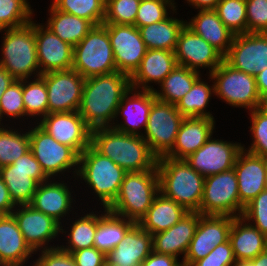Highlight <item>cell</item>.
Returning a JSON list of instances; mask_svg holds the SVG:
<instances>
[{
	"mask_svg": "<svg viewBox=\"0 0 267 266\" xmlns=\"http://www.w3.org/2000/svg\"><path fill=\"white\" fill-rule=\"evenodd\" d=\"M71 179L69 178V182L67 178V182H65L64 178H51L40 183L29 205L35 210L52 217L60 225L63 224L71 213L75 214L76 209H78L79 199L83 196L76 197L81 192L75 193L78 192V185H76L78 183L76 179L73 180V182L75 181L74 183ZM71 183L74 185H70ZM74 187L76 188L75 191ZM76 202H78L77 206L75 205Z\"/></svg>",
	"mask_w": 267,
	"mask_h": 266,
	"instance_id": "obj_11",
	"label": "cell"
},
{
	"mask_svg": "<svg viewBox=\"0 0 267 266\" xmlns=\"http://www.w3.org/2000/svg\"><path fill=\"white\" fill-rule=\"evenodd\" d=\"M160 192L157 167L127 172L116 199L107 207L111 213L138 223Z\"/></svg>",
	"mask_w": 267,
	"mask_h": 266,
	"instance_id": "obj_6",
	"label": "cell"
},
{
	"mask_svg": "<svg viewBox=\"0 0 267 266\" xmlns=\"http://www.w3.org/2000/svg\"><path fill=\"white\" fill-rule=\"evenodd\" d=\"M32 7L29 0H0V30L30 23L35 17Z\"/></svg>",
	"mask_w": 267,
	"mask_h": 266,
	"instance_id": "obj_43",
	"label": "cell"
},
{
	"mask_svg": "<svg viewBox=\"0 0 267 266\" xmlns=\"http://www.w3.org/2000/svg\"><path fill=\"white\" fill-rule=\"evenodd\" d=\"M160 192L189 212H197L203 197L205 177L185 160L162 156L157 159Z\"/></svg>",
	"mask_w": 267,
	"mask_h": 266,
	"instance_id": "obj_4",
	"label": "cell"
},
{
	"mask_svg": "<svg viewBox=\"0 0 267 266\" xmlns=\"http://www.w3.org/2000/svg\"><path fill=\"white\" fill-rule=\"evenodd\" d=\"M43 24L66 43L75 47L95 26L91 21L57 10L51 3Z\"/></svg>",
	"mask_w": 267,
	"mask_h": 266,
	"instance_id": "obj_35",
	"label": "cell"
},
{
	"mask_svg": "<svg viewBox=\"0 0 267 266\" xmlns=\"http://www.w3.org/2000/svg\"><path fill=\"white\" fill-rule=\"evenodd\" d=\"M204 74L187 67L177 65L154 89L157 99L176 105Z\"/></svg>",
	"mask_w": 267,
	"mask_h": 266,
	"instance_id": "obj_37",
	"label": "cell"
},
{
	"mask_svg": "<svg viewBox=\"0 0 267 266\" xmlns=\"http://www.w3.org/2000/svg\"><path fill=\"white\" fill-rule=\"evenodd\" d=\"M235 262L233 249L228 240L217 245L209 254L191 266H234Z\"/></svg>",
	"mask_w": 267,
	"mask_h": 266,
	"instance_id": "obj_51",
	"label": "cell"
},
{
	"mask_svg": "<svg viewBox=\"0 0 267 266\" xmlns=\"http://www.w3.org/2000/svg\"><path fill=\"white\" fill-rule=\"evenodd\" d=\"M50 3L57 10L89 20L95 26L103 24L106 0H51Z\"/></svg>",
	"mask_w": 267,
	"mask_h": 266,
	"instance_id": "obj_42",
	"label": "cell"
},
{
	"mask_svg": "<svg viewBox=\"0 0 267 266\" xmlns=\"http://www.w3.org/2000/svg\"><path fill=\"white\" fill-rule=\"evenodd\" d=\"M17 126L0 124V168L12 164L30 150L29 126Z\"/></svg>",
	"mask_w": 267,
	"mask_h": 266,
	"instance_id": "obj_39",
	"label": "cell"
},
{
	"mask_svg": "<svg viewBox=\"0 0 267 266\" xmlns=\"http://www.w3.org/2000/svg\"><path fill=\"white\" fill-rule=\"evenodd\" d=\"M204 76L202 75L175 105L184 117L215 119L212 112H210L211 110L207 109L211 104L212 97H215L213 79L209 74H204Z\"/></svg>",
	"mask_w": 267,
	"mask_h": 266,
	"instance_id": "obj_36",
	"label": "cell"
},
{
	"mask_svg": "<svg viewBox=\"0 0 267 266\" xmlns=\"http://www.w3.org/2000/svg\"><path fill=\"white\" fill-rule=\"evenodd\" d=\"M176 0H141L134 26L137 28L166 19L176 8Z\"/></svg>",
	"mask_w": 267,
	"mask_h": 266,
	"instance_id": "obj_46",
	"label": "cell"
},
{
	"mask_svg": "<svg viewBox=\"0 0 267 266\" xmlns=\"http://www.w3.org/2000/svg\"><path fill=\"white\" fill-rule=\"evenodd\" d=\"M131 88L130 76L112 72L85 79L79 114L91 129L112 127L122 97Z\"/></svg>",
	"mask_w": 267,
	"mask_h": 266,
	"instance_id": "obj_1",
	"label": "cell"
},
{
	"mask_svg": "<svg viewBox=\"0 0 267 266\" xmlns=\"http://www.w3.org/2000/svg\"><path fill=\"white\" fill-rule=\"evenodd\" d=\"M215 11L224 25L235 35L247 33L245 0H220Z\"/></svg>",
	"mask_w": 267,
	"mask_h": 266,
	"instance_id": "obj_44",
	"label": "cell"
},
{
	"mask_svg": "<svg viewBox=\"0 0 267 266\" xmlns=\"http://www.w3.org/2000/svg\"><path fill=\"white\" fill-rule=\"evenodd\" d=\"M4 120L8 123V125H10V123L11 125H16V123L19 122V126H26V124L29 126L31 123L25 114V106L22 95V80H15L5 90L4 94L0 98V124H7Z\"/></svg>",
	"mask_w": 267,
	"mask_h": 266,
	"instance_id": "obj_41",
	"label": "cell"
},
{
	"mask_svg": "<svg viewBox=\"0 0 267 266\" xmlns=\"http://www.w3.org/2000/svg\"><path fill=\"white\" fill-rule=\"evenodd\" d=\"M256 85L260 97L267 93V67L255 76Z\"/></svg>",
	"mask_w": 267,
	"mask_h": 266,
	"instance_id": "obj_58",
	"label": "cell"
},
{
	"mask_svg": "<svg viewBox=\"0 0 267 266\" xmlns=\"http://www.w3.org/2000/svg\"><path fill=\"white\" fill-rule=\"evenodd\" d=\"M250 119L248 131L250 135V145L243 143V150L256 156L267 158V114L259 108L247 112Z\"/></svg>",
	"mask_w": 267,
	"mask_h": 266,
	"instance_id": "obj_45",
	"label": "cell"
},
{
	"mask_svg": "<svg viewBox=\"0 0 267 266\" xmlns=\"http://www.w3.org/2000/svg\"><path fill=\"white\" fill-rule=\"evenodd\" d=\"M141 0H106L103 24L134 25Z\"/></svg>",
	"mask_w": 267,
	"mask_h": 266,
	"instance_id": "obj_47",
	"label": "cell"
},
{
	"mask_svg": "<svg viewBox=\"0 0 267 266\" xmlns=\"http://www.w3.org/2000/svg\"><path fill=\"white\" fill-rule=\"evenodd\" d=\"M185 6L198 10H215L220 0H184Z\"/></svg>",
	"mask_w": 267,
	"mask_h": 266,
	"instance_id": "obj_55",
	"label": "cell"
},
{
	"mask_svg": "<svg viewBox=\"0 0 267 266\" xmlns=\"http://www.w3.org/2000/svg\"><path fill=\"white\" fill-rule=\"evenodd\" d=\"M180 261L177 257L152 251L139 266H183Z\"/></svg>",
	"mask_w": 267,
	"mask_h": 266,
	"instance_id": "obj_53",
	"label": "cell"
},
{
	"mask_svg": "<svg viewBox=\"0 0 267 266\" xmlns=\"http://www.w3.org/2000/svg\"><path fill=\"white\" fill-rule=\"evenodd\" d=\"M88 204L89 202L87 203L80 202V205L78 206L79 209L75 212V216L74 214H71L72 218L71 217L68 218L66 223L64 222L63 224L60 225V235L62 234L60 236V240L62 239V241H66V242L60 241L59 247L63 249L64 251L72 253L73 251H76V250L94 247V238L96 234L97 223L99 219L108 210L107 208H103V207L100 208V206L93 207V204H92V208H93L92 210V208L88 206ZM82 205H83V208L85 209H82V207L80 209V206ZM87 206L89 207V209ZM96 208H98L99 211ZM79 210L81 212H78Z\"/></svg>",
	"mask_w": 267,
	"mask_h": 266,
	"instance_id": "obj_21",
	"label": "cell"
},
{
	"mask_svg": "<svg viewBox=\"0 0 267 266\" xmlns=\"http://www.w3.org/2000/svg\"><path fill=\"white\" fill-rule=\"evenodd\" d=\"M184 118L174 104L157 98L153 101L142 138L157 158L165 156L173 148Z\"/></svg>",
	"mask_w": 267,
	"mask_h": 266,
	"instance_id": "obj_10",
	"label": "cell"
},
{
	"mask_svg": "<svg viewBox=\"0 0 267 266\" xmlns=\"http://www.w3.org/2000/svg\"><path fill=\"white\" fill-rule=\"evenodd\" d=\"M152 251V235L135 223L106 258L122 266H139Z\"/></svg>",
	"mask_w": 267,
	"mask_h": 266,
	"instance_id": "obj_30",
	"label": "cell"
},
{
	"mask_svg": "<svg viewBox=\"0 0 267 266\" xmlns=\"http://www.w3.org/2000/svg\"><path fill=\"white\" fill-rule=\"evenodd\" d=\"M25 114L32 123L40 122L48 114V98L45 81L41 76L22 80Z\"/></svg>",
	"mask_w": 267,
	"mask_h": 266,
	"instance_id": "obj_40",
	"label": "cell"
},
{
	"mask_svg": "<svg viewBox=\"0 0 267 266\" xmlns=\"http://www.w3.org/2000/svg\"><path fill=\"white\" fill-rule=\"evenodd\" d=\"M259 109L267 114V93L261 97Z\"/></svg>",
	"mask_w": 267,
	"mask_h": 266,
	"instance_id": "obj_59",
	"label": "cell"
},
{
	"mask_svg": "<svg viewBox=\"0 0 267 266\" xmlns=\"http://www.w3.org/2000/svg\"><path fill=\"white\" fill-rule=\"evenodd\" d=\"M155 99L153 91L131 87L122 97L112 127L126 134L143 136Z\"/></svg>",
	"mask_w": 267,
	"mask_h": 266,
	"instance_id": "obj_22",
	"label": "cell"
},
{
	"mask_svg": "<svg viewBox=\"0 0 267 266\" xmlns=\"http://www.w3.org/2000/svg\"><path fill=\"white\" fill-rule=\"evenodd\" d=\"M0 66L15 80L41 75L34 31V19L24 26L0 30Z\"/></svg>",
	"mask_w": 267,
	"mask_h": 266,
	"instance_id": "obj_5",
	"label": "cell"
},
{
	"mask_svg": "<svg viewBox=\"0 0 267 266\" xmlns=\"http://www.w3.org/2000/svg\"><path fill=\"white\" fill-rule=\"evenodd\" d=\"M90 145L126 172L151 170L157 165L158 158L142 136L126 134L113 127L91 130Z\"/></svg>",
	"mask_w": 267,
	"mask_h": 266,
	"instance_id": "obj_2",
	"label": "cell"
},
{
	"mask_svg": "<svg viewBox=\"0 0 267 266\" xmlns=\"http://www.w3.org/2000/svg\"><path fill=\"white\" fill-rule=\"evenodd\" d=\"M201 215L240 216L238 181L234 168L205 177Z\"/></svg>",
	"mask_w": 267,
	"mask_h": 266,
	"instance_id": "obj_12",
	"label": "cell"
},
{
	"mask_svg": "<svg viewBox=\"0 0 267 266\" xmlns=\"http://www.w3.org/2000/svg\"><path fill=\"white\" fill-rule=\"evenodd\" d=\"M35 254L38 258L31 261L30 266H77L73 255L59 246L39 250Z\"/></svg>",
	"mask_w": 267,
	"mask_h": 266,
	"instance_id": "obj_50",
	"label": "cell"
},
{
	"mask_svg": "<svg viewBox=\"0 0 267 266\" xmlns=\"http://www.w3.org/2000/svg\"><path fill=\"white\" fill-rule=\"evenodd\" d=\"M177 65L174 51L147 49L139 67L130 76L131 87L154 91L155 85H159Z\"/></svg>",
	"mask_w": 267,
	"mask_h": 266,
	"instance_id": "obj_27",
	"label": "cell"
},
{
	"mask_svg": "<svg viewBox=\"0 0 267 266\" xmlns=\"http://www.w3.org/2000/svg\"><path fill=\"white\" fill-rule=\"evenodd\" d=\"M229 241L236 261L252 260L267 249V237L242 216L233 219Z\"/></svg>",
	"mask_w": 267,
	"mask_h": 266,
	"instance_id": "obj_32",
	"label": "cell"
},
{
	"mask_svg": "<svg viewBox=\"0 0 267 266\" xmlns=\"http://www.w3.org/2000/svg\"><path fill=\"white\" fill-rule=\"evenodd\" d=\"M200 216L199 212H189L170 229L153 234V251L178 259L182 257V262L194 237Z\"/></svg>",
	"mask_w": 267,
	"mask_h": 266,
	"instance_id": "obj_26",
	"label": "cell"
},
{
	"mask_svg": "<svg viewBox=\"0 0 267 266\" xmlns=\"http://www.w3.org/2000/svg\"><path fill=\"white\" fill-rule=\"evenodd\" d=\"M247 33H267V0H245Z\"/></svg>",
	"mask_w": 267,
	"mask_h": 266,
	"instance_id": "obj_49",
	"label": "cell"
},
{
	"mask_svg": "<svg viewBox=\"0 0 267 266\" xmlns=\"http://www.w3.org/2000/svg\"><path fill=\"white\" fill-rule=\"evenodd\" d=\"M72 69L90 78L117 71L107 28L94 26L73 48Z\"/></svg>",
	"mask_w": 267,
	"mask_h": 266,
	"instance_id": "obj_8",
	"label": "cell"
},
{
	"mask_svg": "<svg viewBox=\"0 0 267 266\" xmlns=\"http://www.w3.org/2000/svg\"><path fill=\"white\" fill-rule=\"evenodd\" d=\"M187 213L189 211L184 207L159 192L151 207L137 224L153 235L170 229Z\"/></svg>",
	"mask_w": 267,
	"mask_h": 266,
	"instance_id": "obj_33",
	"label": "cell"
},
{
	"mask_svg": "<svg viewBox=\"0 0 267 266\" xmlns=\"http://www.w3.org/2000/svg\"><path fill=\"white\" fill-rule=\"evenodd\" d=\"M34 31L41 75L72 69L74 47L55 35L40 21L34 20Z\"/></svg>",
	"mask_w": 267,
	"mask_h": 266,
	"instance_id": "obj_24",
	"label": "cell"
},
{
	"mask_svg": "<svg viewBox=\"0 0 267 266\" xmlns=\"http://www.w3.org/2000/svg\"><path fill=\"white\" fill-rule=\"evenodd\" d=\"M234 170L238 181L240 216H242L245 206L265 190L267 158L242 150L237 156Z\"/></svg>",
	"mask_w": 267,
	"mask_h": 266,
	"instance_id": "obj_25",
	"label": "cell"
},
{
	"mask_svg": "<svg viewBox=\"0 0 267 266\" xmlns=\"http://www.w3.org/2000/svg\"><path fill=\"white\" fill-rule=\"evenodd\" d=\"M212 136L196 152L184 160L204 177L229 171L234 168L243 143ZM214 137V138H213Z\"/></svg>",
	"mask_w": 267,
	"mask_h": 266,
	"instance_id": "obj_15",
	"label": "cell"
},
{
	"mask_svg": "<svg viewBox=\"0 0 267 266\" xmlns=\"http://www.w3.org/2000/svg\"><path fill=\"white\" fill-rule=\"evenodd\" d=\"M16 205L11 200L7 186L0 176V215L12 214Z\"/></svg>",
	"mask_w": 267,
	"mask_h": 266,
	"instance_id": "obj_54",
	"label": "cell"
},
{
	"mask_svg": "<svg viewBox=\"0 0 267 266\" xmlns=\"http://www.w3.org/2000/svg\"><path fill=\"white\" fill-rule=\"evenodd\" d=\"M178 9L176 8L163 21L138 28L147 49L175 51L179 34L186 25L182 17H176L179 14Z\"/></svg>",
	"mask_w": 267,
	"mask_h": 266,
	"instance_id": "obj_34",
	"label": "cell"
},
{
	"mask_svg": "<svg viewBox=\"0 0 267 266\" xmlns=\"http://www.w3.org/2000/svg\"><path fill=\"white\" fill-rule=\"evenodd\" d=\"M103 266H122V265L115 264V263L109 261V260L106 258V260L104 261Z\"/></svg>",
	"mask_w": 267,
	"mask_h": 266,
	"instance_id": "obj_60",
	"label": "cell"
},
{
	"mask_svg": "<svg viewBox=\"0 0 267 266\" xmlns=\"http://www.w3.org/2000/svg\"><path fill=\"white\" fill-rule=\"evenodd\" d=\"M224 61L238 71L258 75L267 67V33L236 34Z\"/></svg>",
	"mask_w": 267,
	"mask_h": 266,
	"instance_id": "obj_18",
	"label": "cell"
},
{
	"mask_svg": "<svg viewBox=\"0 0 267 266\" xmlns=\"http://www.w3.org/2000/svg\"><path fill=\"white\" fill-rule=\"evenodd\" d=\"M233 216L201 215L184 260L183 266H191L204 258L217 245L229 240Z\"/></svg>",
	"mask_w": 267,
	"mask_h": 266,
	"instance_id": "obj_20",
	"label": "cell"
},
{
	"mask_svg": "<svg viewBox=\"0 0 267 266\" xmlns=\"http://www.w3.org/2000/svg\"><path fill=\"white\" fill-rule=\"evenodd\" d=\"M234 266H267V249L252 260L236 261Z\"/></svg>",
	"mask_w": 267,
	"mask_h": 266,
	"instance_id": "obj_56",
	"label": "cell"
},
{
	"mask_svg": "<svg viewBox=\"0 0 267 266\" xmlns=\"http://www.w3.org/2000/svg\"><path fill=\"white\" fill-rule=\"evenodd\" d=\"M215 98L231 108L252 111L259 108L261 97L255 76L238 71L223 61L211 74ZM218 97V98H217Z\"/></svg>",
	"mask_w": 267,
	"mask_h": 266,
	"instance_id": "obj_9",
	"label": "cell"
},
{
	"mask_svg": "<svg viewBox=\"0 0 267 266\" xmlns=\"http://www.w3.org/2000/svg\"><path fill=\"white\" fill-rule=\"evenodd\" d=\"M195 12L191 19H185L186 26L225 56L235 34L224 25L215 10Z\"/></svg>",
	"mask_w": 267,
	"mask_h": 266,
	"instance_id": "obj_31",
	"label": "cell"
},
{
	"mask_svg": "<svg viewBox=\"0 0 267 266\" xmlns=\"http://www.w3.org/2000/svg\"><path fill=\"white\" fill-rule=\"evenodd\" d=\"M216 120L206 117H185L177 133L173 148L165 155L184 160L196 152L215 134Z\"/></svg>",
	"mask_w": 267,
	"mask_h": 266,
	"instance_id": "obj_28",
	"label": "cell"
},
{
	"mask_svg": "<svg viewBox=\"0 0 267 266\" xmlns=\"http://www.w3.org/2000/svg\"><path fill=\"white\" fill-rule=\"evenodd\" d=\"M174 53L178 65L201 74L206 70V75H210L224 61V56L217 49L186 25L179 34Z\"/></svg>",
	"mask_w": 267,
	"mask_h": 266,
	"instance_id": "obj_17",
	"label": "cell"
},
{
	"mask_svg": "<svg viewBox=\"0 0 267 266\" xmlns=\"http://www.w3.org/2000/svg\"><path fill=\"white\" fill-rule=\"evenodd\" d=\"M38 124L57 142L68 145L79 155L90 145L91 129L78 111L48 113Z\"/></svg>",
	"mask_w": 267,
	"mask_h": 266,
	"instance_id": "obj_23",
	"label": "cell"
},
{
	"mask_svg": "<svg viewBox=\"0 0 267 266\" xmlns=\"http://www.w3.org/2000/svg\"><path fill=\"white\" fill-rule=\"evenodd\" d=\"M34 255L14 216L0 215V266H27Z\"/></svg>",
	"mask_w": 267,
	"mask_h": 266,
	"instance_id": "obj_29",
	"label": "cell"
},
{
	"mask_svg": "<svg viewBox=\"0 0 267 266\" xmlns=\"http://www.w3.org/2000/svg\"><path fill=\"white\" fill-rule=\"evenodd\" d=\"M265 190H267V172H266V178H265Z\"/></svg>",
	"mask_w": 267,
	"mask_h": 266,
	"instance_id": "obj_61",
	"label": "cell"
},
{
	"mask_svg": "<svg viewBox=\"0 0 267 266\" xmlns=\"http://www.w3.org/2000/svg\"><path fill=\"white\" fill-rule=\"evenodd\" d=\"M0 176L16 206L30 204L38 185L49 179L31 150L0 168Z\"/></svg>",
	"mask_w": 267,
	"mask_h": 266,
	"instance_id": "obj_13",
	"label": "cell"
},
{
	"mask_svg": "<svg viewBox=\"0 0 267 266\" xmlns=\"http://www.w3.org/2000/svg\"><path fill=\"white\" fill-rule=\"evenodd\" d=\"M15 81L8 71L0 66V98L5 90Z\"/></svg>",
	"mask_w": 267,
	"mask_h": 266,
	"instance_id": "obj_57",
	"label": "cell"
},
{
	"mask_svg": "<svg viewBox=\"0 0 267 266\" xmlns=\"http://www.w3.org/2000/svg\"><path fill=\"white\" fill-rule=\"evenodd\" d=\"M103 25L108 30L117 71L131 76L147 51L139 29L134 25Z\"/></svg>",
	"mask_w": 267,
	"mask_h": 266,
	"instance_id": "obj_19",
	"label": "cell"
},
{
	"mask_svg": "<svg viewBox=\"0 0 267 266\" xmlns=\"http://www.w3.org/2000/svg\"><path fill=\"white\" fill-rule=\"evenodd\" d=\"M134 221L107 211L98 221L94 238V247L107 255L124 239Z\"/></svg>",
	"mask_w": 267,
	"mask_h": 266,
	"instance_id": "obj_38",
	"label": "cell"
},
{
	"mask_svg": "<svg viewBox=\"0 0 267 266\" xmlns=\"http://www.w3.org/2000/svg\"><path fill=\"white\" fill-rule=\"evenodd\" d=\"M77 266H103L106 255L95 247L84 248L71 253Z\"/></svg>",
	"mask_w": 267,
	"mask_h": 266,
	"instance_id": "obj_52",
	"label": "cell"
},
{
	"mask_svg": "<svg viewBox=\"0 0 267 266\" xmlns=\"http://www.w3.org/2000/svg\"><path fill=\"white\" fill-rule=\"evenodd\" d=\"M12 215L26 243L34 252L59 246L60 224L52 217L35 210L29 204L17 205Z\"/></svg>",
	"mask_w": 267,
	"mask_h": 266,
	"instance_id": "obj_14",
	"label": "cell"
},
{
	"mask_svg": "<svg viewBox=\"0 0 267 266\" xmlns=\"http://www.w3.org/2000/svg\"><path fill=\"white\" fill-rule=\"evenodd\" d=\"M40 76L47 88L48 113L79 110L85 78L76 70L53 71Z\"/></svg>",
	"mask_w": 267,
	"mask_h": 266,
	"instance_id": "obj_16",
	"label": "cell"
},
{
	"mask_svg": "<svg viewBox=\"0 0 267 266\" xmlns=\"http://www.w3.org/2000/svg\"><path fill=\"white\" fill-rule=\"evenodd\" d=\"M29 140L30 150L49 179H75L79 154L73 148L57 142L38 123L29 125Z\"/></svg>",
	"mask_w": 267,
	"mask_h": 266,
	"instance_id": "obj_7",
	"label": "cell"
},
{
	"mask_svg": "<svg viewBox=\"0 0 267 266\" xmlns=\"http://www.w3.org/2000/svg\"><path fill=\"white\" fill-rule=\"evenodd\" d=\"M242 217L267 237V190L260 192L245 206Z\"/></svg>",
	"mask_w": 267,
	"mask_h": 266,
	"instance_id": "obj_48",
	"label": "cell"
},
{
	"mask_svg": "<svg viewBox=\"0 0 267 266\" xmlns=\"http://www.w3.org/2000/svg\"><path fill=\"white\" fill-rule=\"evenodd\" d=\"M126 173L114 161L101 155L89 145L79 155L78 171L75 179L79 186L83 184L78 187V193L82 186L88 187L90 191L87 188L86 190L85 188L81 189H84L86 194L88 192V196H90L89 193L94 196L91 198L93 200L89 201L90 204L96 199L95 203L97 202V205L94 204L95 207L100 205L107 208L116 199Z\"/></svg>",
	"mask_w": 267,
	"mask_h": 266,
	"instance_id": "obj_3",
	"label": "cell"
}]
</instances>
